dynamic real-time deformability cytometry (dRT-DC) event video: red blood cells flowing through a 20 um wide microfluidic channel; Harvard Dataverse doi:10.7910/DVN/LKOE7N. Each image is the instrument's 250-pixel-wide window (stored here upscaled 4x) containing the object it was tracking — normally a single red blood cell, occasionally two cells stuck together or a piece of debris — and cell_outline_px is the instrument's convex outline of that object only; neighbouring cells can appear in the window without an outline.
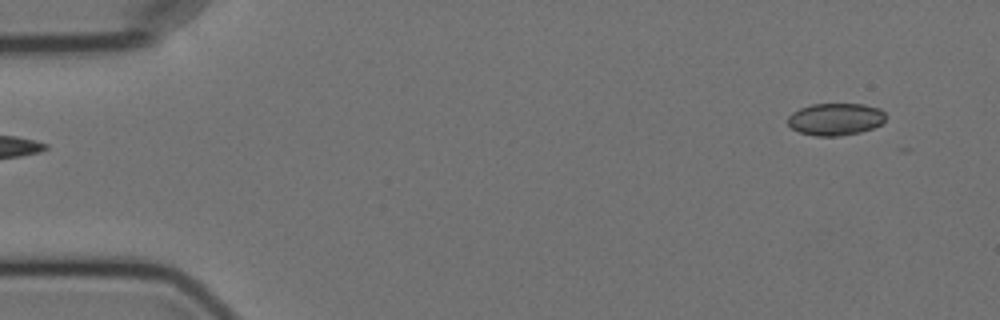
{"species": "Egyptian fruit bat (a non-hibernating species)", "species_latin": "Rousettus aegyptiacus", "temperature_condition": "cold", "stored_images_in_passage": 4, "segment_of_instrument_passage": [2, 2], "camera_frame_rate_fps": 3000, "um_per_image_px": 0.085, "animal": {"sex": "female"}, "frame": {"image": 1, "passage_image": 4, "time_ms": 3.333, "image_size_px": [1000, 320], "cell_outline_px": [[884, 120], [880, 124], [872, 128], [860, 132], [840, 136], [816, 136], [800, 132], [792, 128], [788, 124], [788, 116], [792, 112], [800, 108], [812, 104], [864, 104], [880, 108], [884, 112]], "centroid_in_image_um": [71.0, 10.13], "position_along_channel_um": 14.0, "area_um2": 18.32}}